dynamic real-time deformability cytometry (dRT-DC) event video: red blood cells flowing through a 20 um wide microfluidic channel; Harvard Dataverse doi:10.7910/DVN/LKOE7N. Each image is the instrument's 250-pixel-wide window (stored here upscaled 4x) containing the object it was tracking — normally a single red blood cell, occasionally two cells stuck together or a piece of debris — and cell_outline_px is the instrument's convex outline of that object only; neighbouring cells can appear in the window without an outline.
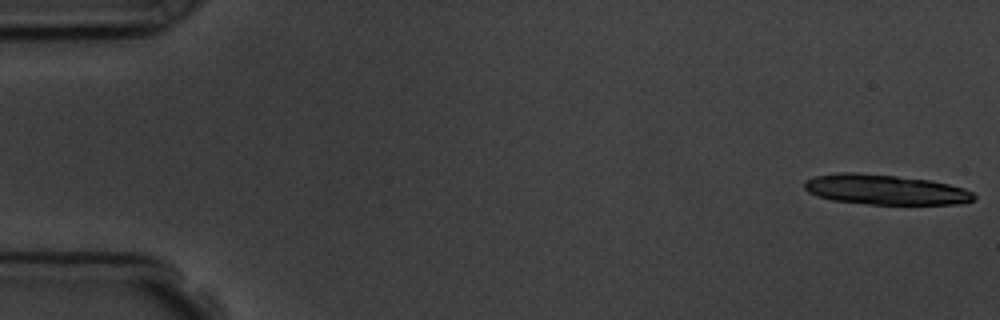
{"species": "common noctule bat (a hibernating species)", "species_latin": "Nyctalus noctula", "temperature_condition": "room temperature", "stored_images_in_passage": 6, "camera_frame_rate_fps": 3000, "um_per_image_px": 0.085, "animal": {"sex": "male", "body_mass_g": 19.5, "forearm_length_mm": 54.6}, "frame": {"image": 1, "passage_image": 1, "time_ms": 0.0, "image_size_px": [1000, 320], "cell_outline_px": [[976, 200], [960, 204], [868, 204], [832, 200], [816, 196], [808, 192], [804, 188], [804, 180], [816, 176], [840, 172], [856, 172], [896, 176], [928, 180], [948, 184], [964, 188], [972, 192], [976, 196]], "centroid_in_image_um": [75.23, 16.12], "position_along_channel_um": 9.8, "area_um2": 29.77}}